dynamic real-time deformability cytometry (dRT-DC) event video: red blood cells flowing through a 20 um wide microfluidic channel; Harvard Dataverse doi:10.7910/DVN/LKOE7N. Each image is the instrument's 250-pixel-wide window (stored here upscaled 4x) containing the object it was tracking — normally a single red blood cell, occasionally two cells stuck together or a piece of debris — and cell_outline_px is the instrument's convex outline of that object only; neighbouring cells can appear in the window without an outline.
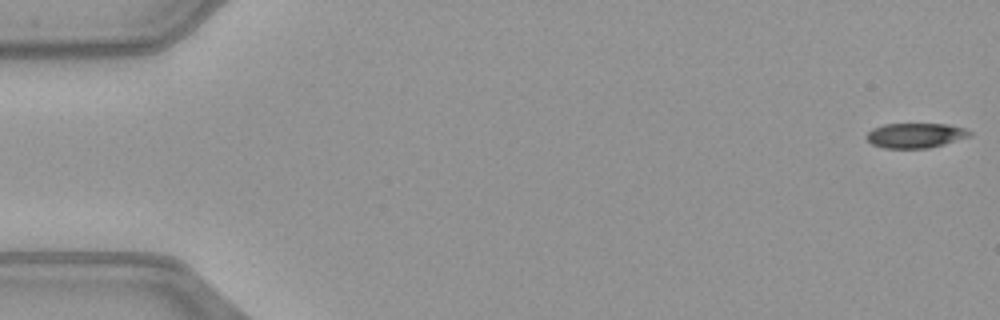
{"species": "common noctule bat (a hibernating species)", "species_latin": "Nyctalus noctula", "temperature_condition": "warm", "stored_images_in_passage": 51, "camera_frame_rate_fps": 3000, "um_per_image_px": 0.085, "animal": {"sex": "female", "body_mass_g": 21.9}, "frame": {"image": 1, "passage_image": 1, "time_ms": 0.0, "image_size_px": [1000, 320], "cell_outline_px": [[972, 136], [944, 144], [928, 148], [884, 148], [872, 144], [864, 136], [872, 128], [884, 124], [948, 124], [964, 128], [972, 132]], "centroid_in_image_um": [77.81, 11.51], "position_along_channel_um": 7.2, "area_um2": 15.03}}
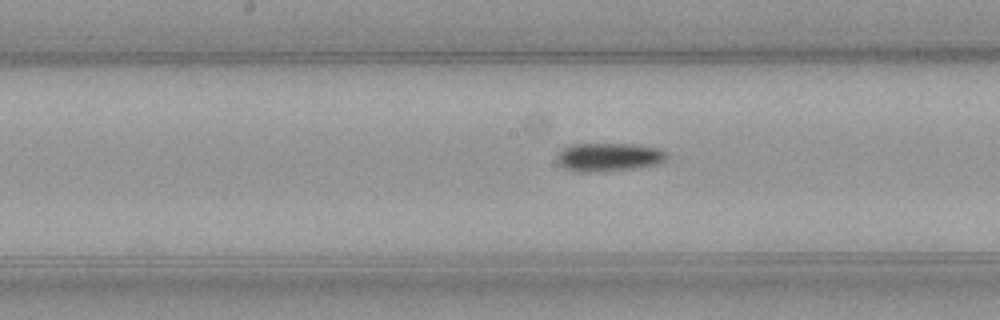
{"frame": {"image": 2, "passage_image": 26, "time_ms": 8.333, "image_size_px": [1000, 320], "cell_outline_px": [[668, 160], [656, 164], [636, 168], [600, 172], [576, 172], [564, 168], [556, 160], [556, 152], [572, 144], [632, 144], [656, 148], [668, 152]], "centroid_in_image_um": [51.73, 13.36], "position_along_channel_um": 196.5, "area_um2": 18.44}}
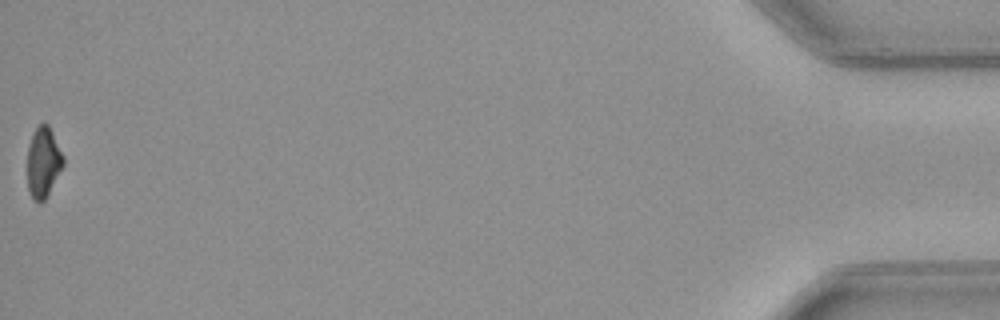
{"frame": {"image": 3, "passage_image": 51, "time_ms": 16.667, "image_size_px": [1000, 320], "cell_outline_px": [[64, 164], [44, 200], [40, 204], [32, 200], [28, 188], [28, 144], [36, 128], [44, 120], [48, 124], [64, 156]], "centroid_in_image_um": [3.67, 13.79], "position_along_channel_um": 431.5, "area_um2": 14.68}, "authors_computed_cell_mechanics": {"area_um2": 17.051, "velocity_mm_per_s": 4.0778, "shape_relaxation_time_tau1_ms": 11.2262, "shape_relaxation_time_tau2_ms": null, "deformation_change_tau1": 0.2094, "deformation_change_tau2": null}}